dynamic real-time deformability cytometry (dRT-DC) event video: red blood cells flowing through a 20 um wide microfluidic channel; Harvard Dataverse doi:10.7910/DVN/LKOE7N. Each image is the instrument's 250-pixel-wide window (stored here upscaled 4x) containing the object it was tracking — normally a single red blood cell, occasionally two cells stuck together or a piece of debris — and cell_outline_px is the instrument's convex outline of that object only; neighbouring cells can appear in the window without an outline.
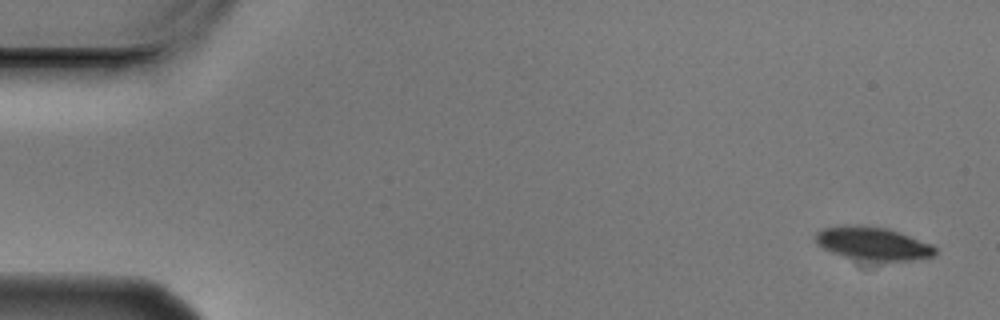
{"species": "Egyptian fruit bat (a non-hibernating species)", "species_latin": "Rousettus aegyptiacus", "temperature_condition": "cold", "stored_images_in_passage": 2, "camera_frame_rate_fps": 3000, "um_per_image_px": 0.085, "animal": {"sex": "male"}, "frame": {"image": 1, "passage_image": 1, "time_ms": 0.0, "image_size_px": [1000, 320], "cell_outline_px": [[936, 256], [912, 260], [876, 260], [844, 256], [832, 252], [816, 244], [816, 232], [824, 228], [844, 224], [860, 224], [888, 228], [900, 232], [932, 244], [936, 248]], "centroid_in_image_um": [74.21, 20.66], "position_along_channel_um": 10.8, "area_um2": 23.06}}
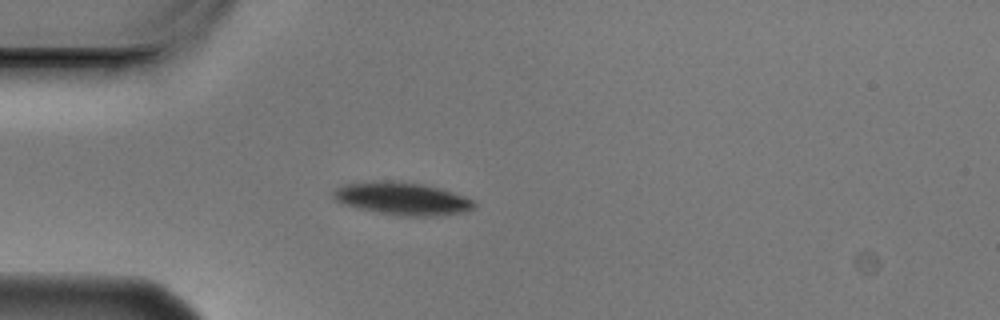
{"frame": {"image": 2, "passage_image": 2, "time_ms": 0.333, "image_size_px": [1000, 320], "cell_outline_px": [[476, 204], [472, 208], [464, 212], [436, 216], [400, 216], [376, 212], [356, 208], [344, 204], [336, 200], [332, 196], [332, 192], [336, 188], [344, 184], [376, 180], [396, 180], [424, 184], [440, 188], [464, 196], [472, 200]], "centroid_in_image_um": [34.15, 16.87], "position_along_channel_um": 50.8, "area_um2": 27.05}}